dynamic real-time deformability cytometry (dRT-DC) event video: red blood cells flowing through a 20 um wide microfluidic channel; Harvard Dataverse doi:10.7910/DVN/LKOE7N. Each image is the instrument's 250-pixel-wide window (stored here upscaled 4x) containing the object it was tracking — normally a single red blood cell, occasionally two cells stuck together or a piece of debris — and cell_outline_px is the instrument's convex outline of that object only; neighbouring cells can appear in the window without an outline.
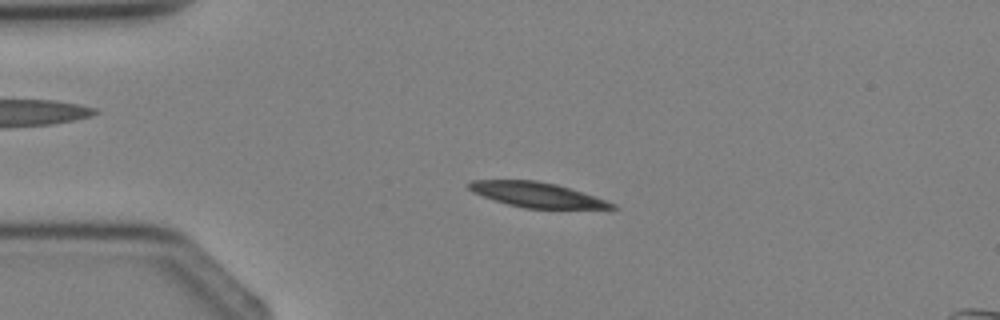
{"species": "Egyptian fruit bat (a non-hibernating species)", "species_latin": "Rousettus aegyptiacus", "temperature_condition": "cold", "stored_images_in_passage": 3, "camera_frame_rate_fps": 3000, "um_per_image_px": 0.085, "animal": {"sex": "female"}, "frame": {"image": 1, "passage_image": 2, "time_ms": 1.333, "image_size_px": [1000, 320], "cell_outline_px": [[620, 208], [524, 208], [508, 204], [472, 192], [464, 184], [472, 180], [536, 180], [556, 184], [616, 204]], "centroid_in_image_um": [45.55, 16.54], "position_along_channel_um": 39.4, "area_um2": 20.35}}